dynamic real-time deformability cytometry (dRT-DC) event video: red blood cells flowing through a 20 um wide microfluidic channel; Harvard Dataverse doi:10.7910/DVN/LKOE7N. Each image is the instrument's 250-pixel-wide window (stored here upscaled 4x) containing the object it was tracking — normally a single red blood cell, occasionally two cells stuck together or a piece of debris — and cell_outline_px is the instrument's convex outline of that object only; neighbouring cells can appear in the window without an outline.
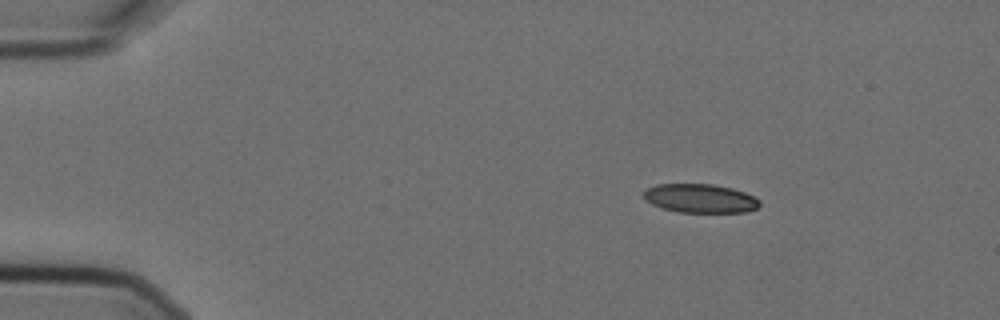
{"species": "Egyptian fruit bat (a non-hibernating species)", "species_latin": "Rousettus aegyptiacus", "temperature_condition": "cold", "stored_images_in_passage": 6, "camera_frame_rate_fps": 3000, "um_per_image_px": 0.085, "animal": {"sex": "female"}, "frame": {"image": 1, "passage_image": 1, "time_ms": 0.0, "image_size_px": [1000, 320], "cell_outline_px": [[760, 204], [756, 208], [748, 212], [680, 212], [660, 208], [644, 200], [644, 192], [648, 188], [656, 184], [712, 184], [732, 188], [744, 192], [760, 200]], "centroid_in_image_um": [59.5, 16.86], "position_along_channel_um": 25.5, "area_um2": 19.48}}
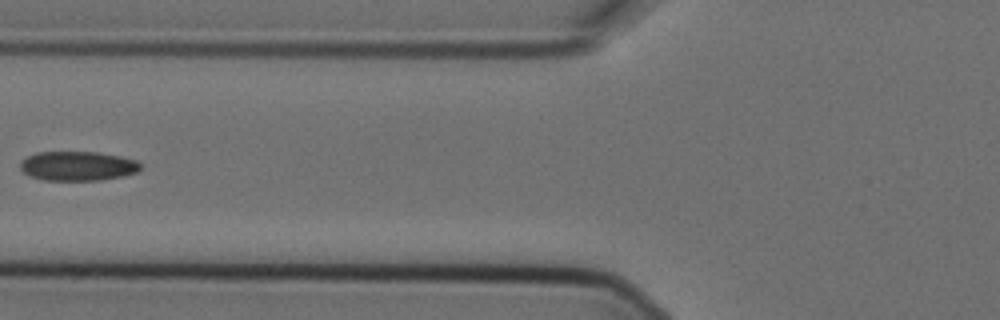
{"frame": {"image": 2, "passage_image": 5, "time_ms": 1.333, "image_size_px": [1000, 320], "cell_outline_px": [[140, 168], [136, 172], [124, 176], [100, 180], [44, 180], [28, 176], [20, 168], [20, 164], [28, 156], [36, 152], [96, 152], [120, 156], [136, 160], [140, 164]], "centroid_in_image_um": [6.6, 14.11], "position_along_channel_um": 119.2, "area_um2": 20.52}}
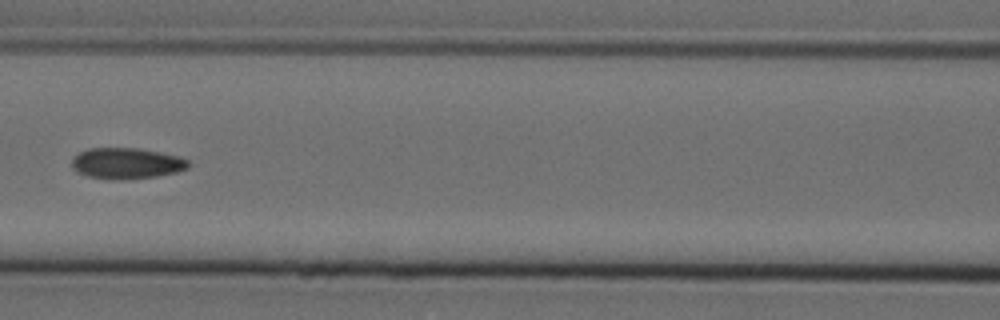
{"frame": {"image": 3, "passage_image": 6, "time_ms": 1.667, "image_size_px": [1000, 320], "cell_outline_px": [[188, 168], [176, 172], [156, 176], [120, 180], [108, 180], [88, 176], [76, 172], [72, 168], [72, 156], [88, 148], [140, 148], [180, 156], [188, 160]], "centroid_in_image_um": [10.72, 13.88], "position_along_channel_um": 155.9, "area_um2": 21.27}}